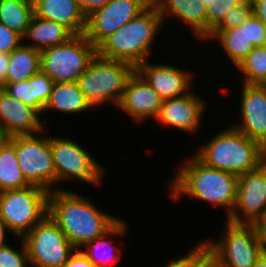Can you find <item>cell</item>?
Returning <instances> with one entry per match:
<instances>
[{
  "label": "cell",
  "instance_id": "obj_1",
  "mask_svg": "<svg viewBox=\"0 0 266 267\" xmlns=\"http://www.w3.org/2000/svg\"><path fill=\"white\" fill-rule=\"evenodd\" d=\"M79 194L59 189L51 191L48 198V215L76 250L102 236L121 218L102 211L91 197Z\"/></svg>",
  "mask_w": 266,
  "mask_h": 267
},
{
  "label": "cell",
  "instance_id": "obj_2",
  "mask_svg": "<svg viewBox=\"0 0 266 267\" xmlns=\"http://www.w3.org/2000/svg\"><path fill=\"white\" fill-rule=\"evenodd\" d=\"M187 157L168 181V196L174 202L186 196L224 208L228 219L237 199L238 176L207 167L194 155Z\"/></svg>",
  "mask_w": 266,
  "mask_h": 267
},
{
  "label": "cell",
  "instance_id": "obj_3",
  "mask_svg": "<svg viewBox=\"0 0 266 267\" xmlns=\"http://www.w3.org/2000/svg\"><path fill=\"white\" fill-rule=\"evenodd\" d=\"M162 26L164 27L162 16L152 1L136 17L106 38L97 47V54L107 59L126 62L136 69L150 59L153 43Z\"/></svg>",
  "mask_w": 266,
  "mask_h": 267
},
{
  "label": "cell",
  "instance_id": "obj_4",
  "mask_svg": "<svg viewBox=\"0 0 266 267\" xmlns=\"http://www.w3.org/2000/svg\"><path fill=\"white\" fill-rule=\"evenodd\" d=\"M210 138L193 153L207 167L240 176L266 161V150L230 124Z\"/></svg>",
  "mask_w": 266,
  "mask_h": 267
},
{
  "label": "cell",
  "instance_id": "obj_5",
  "mask_svg": "<svg viewBox=\"0 0 266 267\" xmlns=\"http://www.w3.org/2000/svg\"><path fill=\"white\" fill-rule=\"evenodd\" d=\"M225 222L218 240L197 242L204 267H253L265 252L257 224Z\"/></svg>",
  "mask_w": 266,
  "mask_h": 267
},
{
  "label": "cell",
  "instance_id": "obj_6",
  "mask_svg": "<svg viewBox=\"0 0 266 267\" xmlns=\"http://www.w3.org/2000/svg\"><path fill=\"white\" fill-rule=\"evenodd\" d=\"M134 71L131 64L96 54L89 67L78 77L77 84L93 108L109 103L116 108Z\"/></svg>",
  "mask_w": 266,
  "mask_h": 267
},
{
  "label": "cell",
  "instance_id": "obj_7",
  "mask_svg": "<svg viewBox=\"0 0 266 267\" xmlns=\"http://www.w3.org/2000/svg\"><path fill=\"white\" fill-rule=\"evenodd\" d=\"M70 136H51V151L56 171V190L64 189L59 183L73 180L102 187L107 168L101 165L84 146ZM102 185V186H101Z\"/></svg>",
  "mask_w": 266,
  "mask_h": 267
},
{
  "label": "cell",
  "instance_id": "obj_8",
  "mask_svg": "<svg viewBox=\"0 0 266 267\" xmlns=\"http://www.w3.org/2000/svg\"><path fill=\"white\" fill-rule=\"evenodd\" d=\"M49 193L33 185L0 192V218L15 238H23L48 215Z\"/></svg>",
  "mask_w": 266,
  "mask_h": 267
},
{
  "label": "cell",
  "instance_id": "obj_9",
  "mask_svg": "<svg viewBox=\"0 0 266 267\" xmlns=\"http://www.w3.org/2000/svg\"><path fill=\"white\" fill-rule=\"evenodd\" d=\"M96 54L97 48L85 34L74 35L41 52L40 70L54 82H77Z\"/></svg>",
  "mask_w": 266,
  "mask_h": 267
},
{
  "label": "cell",
  "instance_id": "obj_10",
  "mask_svg": "<svg viewBox=\"0 0 266 267\" xmlns=\"http://www.w3.org/2000/svg\"><path fill=\"white\" fill-rule=\"evenodd\" d=\"M48 128L35 134L16 135V157L26 181L49 192L56 190V171Z\"/></svg>",
  "mask_w": 266,
  "mask_h": 267
},
{
  "label": "cell",
  "instance_id": "obj_11",
  "mask_svg": "<svg viewBox=\"0 0 266 267\" xmlns=\"http://www.w3.org/2000/svg\"><path fill=\"white\" fill-rule=\"evenodd\" d=\"M22 239L30 267H64L76 250L49 215Z\"/></svg>",
  "mask_w": 266,
  "mask_h": 267
},
{
  "label": "cell",
  "instance_id": "obj_12",
  "mask_svg": "<svg viewBox=\"0 0 266 267\" xmlns=\"http://www.w3.org/2000/svg\"><path fill=\"white\" fill-rule=\"evenodd\" d=\"M266 217V161L238 176L237 199L227 221L258 224Z\"/></svg>",
  "mask_w": 266,
  "mask_h": 267
},
{
  "label": "cell",
  "instance_id": "obj_13",
  "mask_svg": "<svg viewBox=\"0 0 266 267\" xmlns=\"http://www.w3.org/2000/svg\"><path fill=\"white\" fill-rule=\"evenodd\" d=\"M152 0H110L87 17L86 38L97 48L117 29L142 12Z\"/></svg>",
  "mask_w": 266,
  "mask_h": 267
},
{
  "label": "cell",
  "instance_id": "obj_14",
  "mask_svg": "<svg viewBox=\"0 0 266 267\" xmlns=\"http://www.w3.org/2000/svg\"><path fill=\"white\" fill-rule=\"evenodd\" d=\"M197 94L192 89L184 96L163 100L155 122L161 127H172L184 134L196 135L203 128L204 115L208 111L207 102Z\"/></svg>",
  "mask_w": 266,
  "mask_h": 267
},
{
  "label": "cell",
  "instance_id": "obj_15",
  "mask_svg": "<svg viewBox=\"0 0 266 267\" xmlns=\"http://www.w3.org/2000/svg\"><path fill=\"white\" fill-rule=\"evenodd\" d=\"M239 120L231 126L266 150V90L259 84H244L240 88Z\"/></svg>",
  "mask_w": 266,
  "mask_h": 267
},
{
  "label": "cell",
  "instance_id": "obj_16",
  "mask_svg": "<svg viewBox=\"0 0 266 267\" xmlns=\"http://www.w3.org/2000/svg\"><path fill=\"white\" fill-rule=\"evenodd\" d=\"M135 70L163 100L188 94L193 89L196 75L194 70L173 63H151V60L141 63Z\"/></svg>",
  "mask_w": 266,
  "mask_h": 267
},
{
  "label": "cell",
  "instance_id": "obj_17",
  "mask_svg": "<svg viewBox=\"0 0 266 267\" xmlns=\"http://www.w3.org/2000/svg\"><path fill=\"white\" fill-rule=\"evenodd\" d=\"M162 102L159 94L135 70L127 81L116 109L125 112L133 122L142 124L150 119L156 120Z\"/></svg>",
  "mask_w": 266,
  "mask_h": 267
},
{
  "label": "cell",
  "instance_id": "obj_18",
  "mask_svg": "<svg viewBox=\"0 0 266 267\" xmlns=\"http://www.w3.org/2000/svg\"><path fill=\"white\" fill-rule=\"evenodd\" d=\"M32 107L11 97L0 88V133L4 138L35 134L48 127V120Z\"/></svg>",
  "mask_w": 266,
  "mask_h": 267
},
{
  "label": "cell",
  "instance_id": "obj_19",
  "mask_svg": "<svg viewBox=\"0 0 266 267\" xmlns=\"http://www.w3.org/2000/svg\"><path fill=\"white\" fill-rule=\"evenodd\" d=\"M158 7L163 23L170 19L185 24L194 39L207 38V10L202 0H152ZM172 17V18H171ZM167 18V19H166ZM179 20V21H178Z\"/></svg>",
  "mask_w": 266,
  "mask_h": 267
},
{
  "label": "cell",
  "instance_id": "obj_20",
  "mask_svg": "<svg viewBox=\"0 0 266 267\" xmlns=\"http://www.w3.org/2000/svg\"><path fill=\"white\" fill-rule=\"evenodd\" d=\"M122 217L102 236L88 242L82 249V253L95 267H117L122 259L123 254L120 246L114 242L119 237L125 239L124 236L129 233V225ZM112 237V238H111ZM115 239V241L111 239ZM85 248V249H84Z\"/></svg>",
  "mask_w": 266,
  "mask_h": 267
},
{
  "label": "cell",
  "instance_id": "obj_21",
  "mask_svg": "<svg viewBox=\"0 0 266 267\" xmlns=\"http://www.w3.org/2000/svg\"><path fill=\"white\" fill-rule=\"evenodd\" d=\"M33 3L36 16L58 22L74 35L85 33L87 18L76 0H33Z\"/></svg>",
  "mask_w": 266,
  "mask_h": 267
},
{
  "label": "cell",
  "instance_id": "obj_22",
  "mask_svg": "<svg viewBox=\"0 0 266 267\" xmlns=\"http://www.w3.org/2000/svg\"><path fill=\"white\" fill-rule=\"evenodd\" d=\"M72 36L74 34L64 25L34 14L23 37V41L26 40L23 44L42 52L49 47L68 41Z\"/></svg>",
  "mask_w": 266,
  "mask_h": 267
},
{
  "label": "cell",
  "instance_id": "obj_23",
  "mask_svg": "<svg viewBox=\"0 0 266 267\" xmlns=\"http://www.w3.org/2000/svg\"><path fill=\"white\" fill-rule=\"evenodd\" d=\"M94 109L87 101L84 93L79 89L77 82H55L44 107V116L46 111H56L64 115L79 114Z\"/></svg>",
  "mask_w": 266,
  "mask_h": 267
},
{
  "label": "cell",
  "instance_id": "obj_24",
  "mask_svg": "<svg viewBox=\"0 0 266 267\" xmlns=\"http://www.w3.org/2000/svg\"><path fill=\"white\" fill-rule=\"evenodd\" d=\"M214 39L217 45H221V49L226 54L225 58L230 59L231 65L235 67L254 48V45L248 40L246 35V19L237 27L225 30H212L203 42L205 43L210 40L211 43Z\"/></svg>",
  "mask_w": 266,
  "mask_h": 267
},
{
  "label": "cell",
  "instance_id": "obj_25",
  "mask_svg": "<svg viewBox=\"0 0 266 267\" xmlns=\"http://www.w3.org/2000/svg\"><path fill=\"white\" fill-rule=\"evenodd\" d=\"M28 186L17 162L16 136L3 138L0 142V192Z\"/></svg>",
  "mask_w": 266,
  "mask_h": 267
},
{
  "label": "cell",
  "instance_id": "obj_26",
  "mask_svg": "<svg viewBox=\"0 0 266 267\" xmlns=\"http://www.w3.org/2000/svg\"><path fill=\"white\" fill-rule=\"evenodd\" d=\"M41 52L23 43L9 54L6 83L27 81L40 71Z\"/></svg>",
  "mask_w": 266,
  "mask_h": 267
},
{
  "label": "cell",
  "instance_id": "obj_27",
  "mask_svg": "<svg viewBox=\"0 0 266 267\" xmlns=\"http://www.w3.org/2000/svg\"><path fill=\"white\" fill-rule=\"evenodd\" d=\"M33 16V0H0V22L22 38Z\"/></svg>",
  "mask_w": 266,
  "mask_h": 267
},
{
  "label": "cell",
  "instance_id": "obj_28",
  "mask_svg": "<svg viewBox=\"0 0 266 267\" xmlns=\"http://www.w3.org/2000/svg\"><path fill=\"white\" fill-rule=\"evenodd\" d=\"M241 73L239 76L241 83L259 84L266 79V46L254 47L246 57L233 67ZM243 75V76H242Z\"/></svg>",
  "mask_w": 266,
  "mask_h": 267
},
{
  "label": "cell",
  "instance_id": "obj_29",
  "mask_svg": "<svg viewBox=\"0 0 266 267\" xmlns=\"http://www.w3.org/2000/svg\"><path fill=\"white\" fill-rule=\"evenodd\" d=\"M1 89L11 97L37 110L44 119V109L35 100L34 75L27 81L6 83Z\"/></svg>",
  "mask_w": 266,
  "mask_h": 267
},
{
  "label": "cell",
  "instance_id": "obj_30",
  "mask_svg": "<svg viewBox=\"0 0 266 267\" xmlns=\"http://www.w3.org/2000/svg\"><path fill=\"white\" fill-rule=\"evenodd\" d=\"M246 0H202L207 10V37L234 7Z\"/></svg>",
  "mask_w": 266,
  "mask_h": 267
},
{
  "label": "cell",
  "instance_id": "obj_31",
  "mask_svg": "<svg viewBox=\"0 0 266 267\" xmlns=\"http://www.w3.org/2000/svg\"><path fill=\"white\" fill-rule=\"evenodd\" d=\"M17 240L21 242L19 249L9 243L0 246V267H30L25 243L22 238Z\"/></svg>",
  "mask_w": 266,
  "mask_h": 267
},
{
  "label": "cell",
  "instance_id": "obj_32",
  "mask_svg": "<svg viewBox=\"0 0 266 267\" xmlns=\"http://www.w3.org/2000/svg\"><path fill=\"white\" fill-rule=\"evenodd\" d=\"M253 13V3L246 0L241 5L230 10L213 30H225L239 26Z\"/></svg>",
  "mask_w": 266,
  "mask_h": 267
},
{
  "label": "cell",
  "instance_id": "obj_33",
  "mask_svg": "<svg viewBox=\"0 0 266 267\" xmlns=\"http://www.w3.org/2000/svg\"><path fill=\"white\" fill-rule=\"evenodd\" d=\"M246 35L254 47L266 46V25L254 13L246 19Z\"/></svg>",
  "mask_w": 266,
  "mask_h": 267
},
{
  "label": "cell",
  "instance_id": "obj_34",
  "mask_svg": "<svg viewBox=\"0 0 266 267\" xmlns=\"http://www.w3.org/2000/svg\"><path fill=\"white\" fill-rule=\"evenodd\" d=\"M54 81L41 70L34 75L35 100L44 109L50 97Z\"/></svg>",
  "mask_w": 266,
  "mask_h": 267
},
{
  "label": "cell",
  "instance_id": "obj_35",
  "mask_svg": "<svg viewBox=\"0 0 266 267\" xmlns=\"http://www.w3.org/2000/svg\"><path fill=\"white\" fill-rule=\"evenodd\" d=\"M191 248L185 255L173 260L170 259L163 267H204V258L200 247L195 244Z\"/></svg>",
  "mask_w": 266,
  "mask_h": 267
},
{
  "label": "cell",
  "instance_id": "obj_36",
  "mask_svg": "<svg viewBox=\"0 0 266 267\" xmlns=\"http://www.w3.org/2000/svg\"><path fill=\"white\" fill-rule=\"evenodd\" d=\"M23 43V38L0 22V52L10 54Z\"/></svg>",
  "mask_w": 266,
  "mask_h": 267
},
{
  "label": "cell",
  "instance_id": "obj_37",
  "mask_svg": "<svg viewBox=\"0 0 266 267\" xmlns=\"http://www.w3.org/2000/svg\"><path fill=\"white\" fill-rule=\"evenodd\" d=\"M86 18L94 11L103 8L110 0H76Z\"/></svg>",
  "mask_w": 266,
  "mask_h": 267
},
{
  "label": "cell",
  "instance_id": "obj_38",
  "mask_svg": "<svg viewBox=\"0 0 266 267\" xmlns=\"http://www.w3.org/2000/svg\"><path fill=\"white\" fill-rule=\"evenodd\" d=\"M64 267H95L81 250L75 252L69 257Z\"/></svg>",
  "mask_w": 266,
  "mask_h": 267
},
{
  "label": "cell",
  "instance_id": "obj_39",
  "mask_svg": "<svg viewBox=\"0 0 266 267\" xmlns=\"http://www.w3.org/2000/svg\"><path fill=\"white\" fill-rule=\"evenodd\" d=\"M253 13L266 25V0H251Z\"/></svg>",
  "mask_w": 266,
  "mask_h": 267
},
{
  "label": "cell",
  "instance_id": "obj_40",
  "mask_svg": "<svg viewBox=\"0 0 266 267\" xmlns=\"http://www.w3.org/2000/svg\"><path fill=\"white\" fill-rule=\"evenodd\" d=\"M9 67V54L0 52V88L4 86L6 72Z\"/></svg>",
  "mask_w": 266,
  "mask_h": 267
},
{
  "label": "cell",
  "instance_id": "obj_41",
  "mask_svg": "<svg viewBox=\"0 0 266 267\" xmlns=\"http://www.w3.org/2000/svg\"><path fill=\"white\" fill-rule=\"evenodd\" d=\"M7 232L10 233V230L5 225L3 220L0 218V246L7 244V242H6V238H8V236H7L8 233Z\"/></svg>",
  "mask_w": 266,
  "mask_h": 267
},
{
  "label": "cell",
  "instance_id": "obj_42",
  "mask_svg": "<svg viewBox=\"0 0 266 267\" xmlns=\"http://www.w3.org/2000/svg\"><path fill=\"white\" fill-rule=\"evenodd\" d=\"M259 231H260V235H261V239H262V243H263V247H264V251L266 252V217L263 218L258 224H257Z\"/></svg>",
  "mask_w": 266,
  "mask_h": 267
},
{
  "label": "cell",
  "instance_id": "obj_43",
  "mask_svg": "<svg viewBox=\"0 0 266 267\" xmlns=\"http://www.w3.org/2000/svg\"><path fill=\"white\" fill-rule=\"evenodd\" d=\"M253 267H266V252L261 255Z\"/></svg>",
  "mask_w": 266,
  "mask_h": 267
},
{
  "label": "cell",
  "instance_id": "obj_44",
  "mask_svg": "<svg viewBox=\"0 0 266 267\" xmlns=\"http://www.w3.org/2000/svg\"><path fill=\"white\" fill-rule=\"evenodd\" d=\"M261 86L266 90V79L262 82Z\"/></svg>",
  "mask_w": 266,
  "mask_h": 267
},
{
  "label": "cell",
  "instance_id": "obj_45",
  "mask_svg": "<svg viewBox=\"0 0 266 267\" xmlns=\"http://www.w3.org/2000/svg\"><path fill=\"white\" fill-rule=\"evenodd\" d=\"M4 137L2 136V134L0 133V142L2 141Z\"/></svg>",
  "mask_w": 266,
  "mask_h": 267
}]
</instances>
